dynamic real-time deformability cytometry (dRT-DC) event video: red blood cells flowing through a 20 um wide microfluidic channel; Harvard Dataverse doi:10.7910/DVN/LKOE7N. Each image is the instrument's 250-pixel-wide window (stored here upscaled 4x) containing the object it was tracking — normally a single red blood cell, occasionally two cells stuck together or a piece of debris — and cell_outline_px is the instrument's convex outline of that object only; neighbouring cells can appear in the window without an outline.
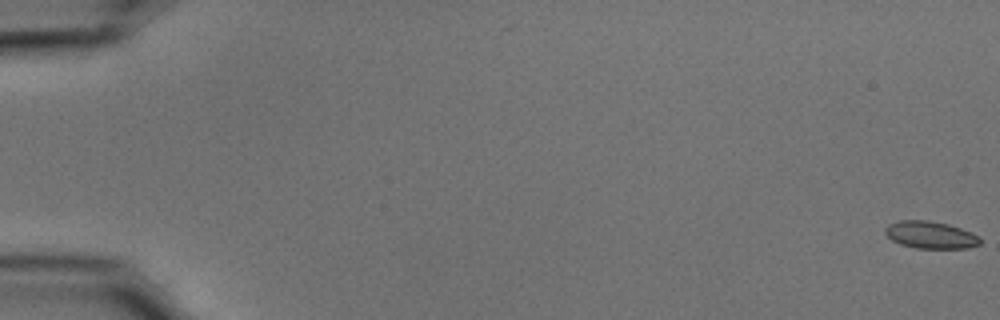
{"species": "common noctule bat (a hibernating species)", "species_latin": "Nyctalus noctula", "temperature_condition": "cold", "stored_images_in_passage": 53, "camera_frame_rate_fps": 3000, "um_per_image_px": 0.085, "animal": {"sex": "male", "body_mass_g": 15.6}, "frame": {"image": 1, "passage_image": 1, "time_ms": 0.0, "image_size_px": [1000, 320], "cell_outline_px": [[980, 244], [968, 248], [916, 248], [900, 244], [892, 240], [884, 232], [884, 228], [888, 224], [900, 220], [928, 220], [948, 224], [960, 228], [980, 236]], "centroid_in_image_um": [79.08, 19.96], "position_along_channel_um": 5.9, "area_um2": 15.09}}
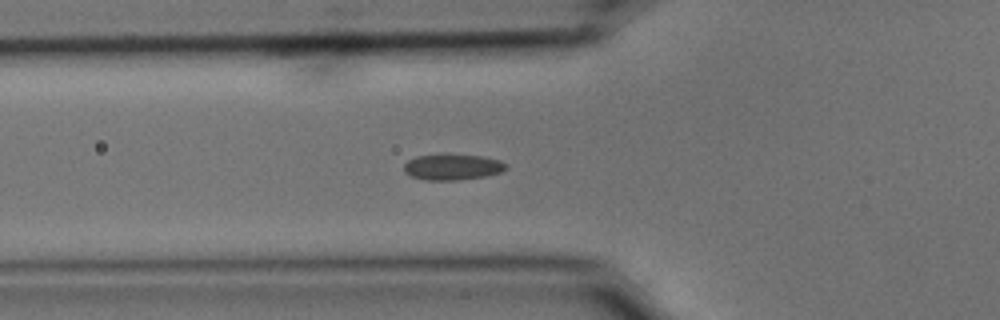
{"frame": {"image": 2, "passage_image": 21, "time_ms": 6.667, "image_size_px": [1000, 320], "cell_outline_px": [[508, 168], [500, 172], [488, 176], [460, 180], [424, 180], [412, 176], [404, 172], [404, 164], [408, 160], [416, 156], [484, 156], [500, 160], [508, 164]], "centroid_in_image_um": [38.51, 14.23], "position_along_channel_um": 87.3, "area_um2": 15.14}}
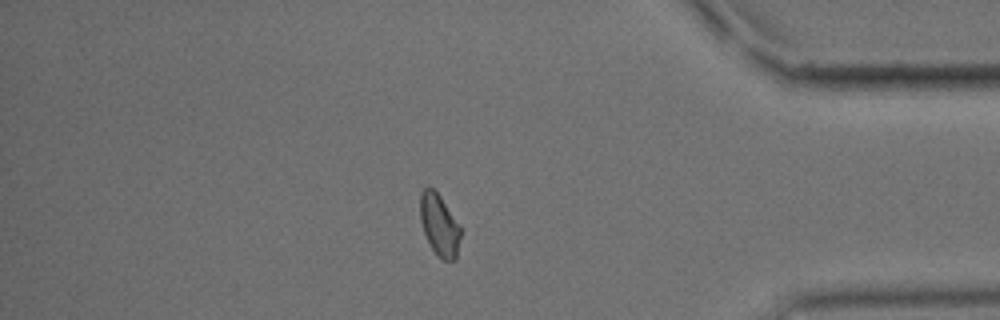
{"frame": {"image": 3, "passage_image": 48, "time_ms": 15.667, "image_size_px": [1000, 320], "cell_outline_px": [[460, 236], [456, 260], [444, 260], [432, 248], [424, 232], [420, 220], [420, 192], [424, 188], [432, 188], [440, 196], [460, 224]], "centroid_in_image_um": [37.35, 19.1], "position_along_channel_um": 397.9, "area_um2": 14.33}}